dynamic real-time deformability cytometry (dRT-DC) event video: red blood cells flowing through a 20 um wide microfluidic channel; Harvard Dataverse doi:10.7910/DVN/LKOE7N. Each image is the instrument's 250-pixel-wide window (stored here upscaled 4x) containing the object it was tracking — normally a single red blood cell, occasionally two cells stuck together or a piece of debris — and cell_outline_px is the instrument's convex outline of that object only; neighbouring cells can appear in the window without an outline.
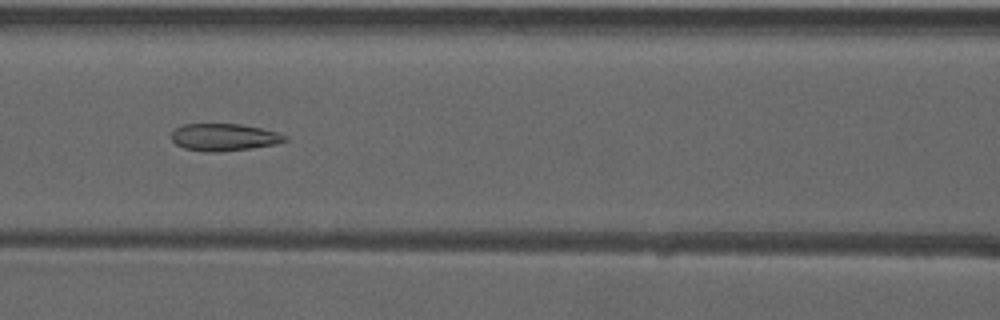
{"species": "common noctule bat (a hibernating species)", "species_latin": "Nyctalus noctula", "temperature_condition": "warm", "stored_images_in_passage": 52, "camera_frame_rate_fps": 3000, "um_per_image_px": 0.085, "animal": {"sex": "male", "forearm_length_mm": 52.5}, "frame": {"image": 1, "passage_image": 23, "time_ms": 7.333, "image_size_px": [1000, 320], "cell_outline_px": [[288, 140], [276, 144], [252, 148], [220, 152], [204, 152], [184, 148], [176, 144], [172, 140], [172, 132], [176, 128], [184, 124], [240, 124], [260, 128], [276, 132], [288, 136]], "centroid_in_image_um": [19.05, 11.67], "position_along_channel_um": 147.5, "area_um2": 18.03}}
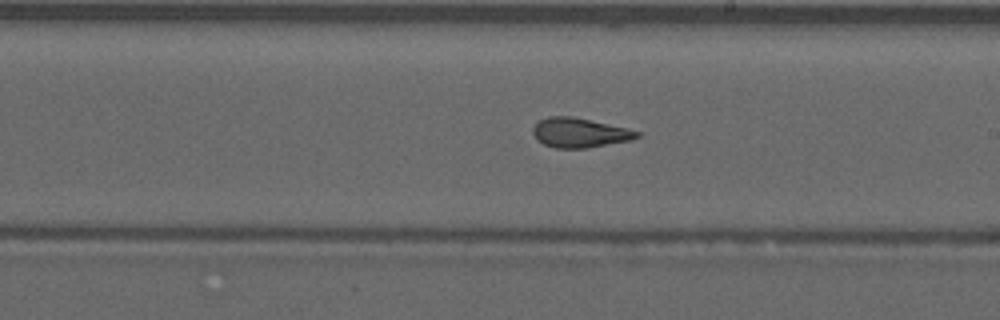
{"frame": {"image": 2, "passage_image": 30, "time_ms": 9.667, "image_size_px": [1000, 320], "cell_outline_px": [[640, 136], [632, 140], [584, 148], [556, 148], [544, 144], [536, 140], [532, 132], [532, 128], [540, 120], [548, 116], [572, 116], [628, 128], [640, 132]], "centroid_in_image_um": [49.26, 11.28], "position_along_channel_um": 239.7, "area_um2": 17.92}}
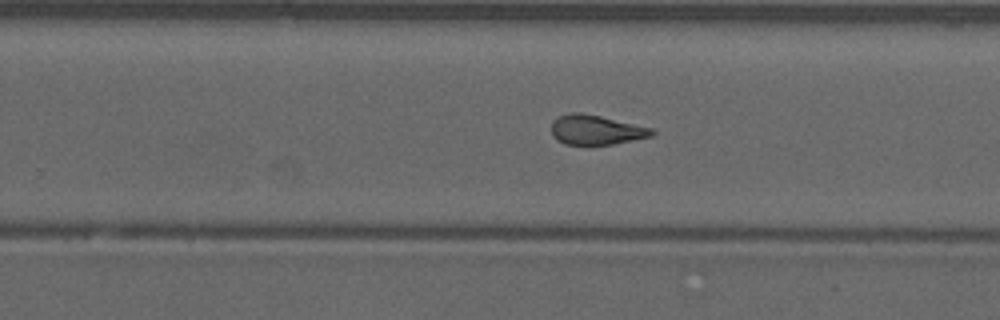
{"frame": {"image": 3, "passage_image": 33, "time_ms": 10.667, "image_size_px": [1000, 320], "cell_outline_px": [[656, 132], [652, 136], [612, 144], [564, 144], [556, 140], [552, 136], [552, 124], [560, 116], [568, 112], [580, 112], [600, 116], [652, 128]], "centroid_in_image_um": [50.65, 11.04], "position_along_channel_um": 279.1, "area_um2": 17.17}, "authors_computed_cell_mechanics": {"area_um2": 18.6694, "velocity_mm_per_s": 3.9724, "shape_relaxation_time_tau1_ms": null, "shape_relaxation_time_tau2_ms": 1.3215, "deformation_change_tau1": null, "deformation_change_tau2": 0.0986}}